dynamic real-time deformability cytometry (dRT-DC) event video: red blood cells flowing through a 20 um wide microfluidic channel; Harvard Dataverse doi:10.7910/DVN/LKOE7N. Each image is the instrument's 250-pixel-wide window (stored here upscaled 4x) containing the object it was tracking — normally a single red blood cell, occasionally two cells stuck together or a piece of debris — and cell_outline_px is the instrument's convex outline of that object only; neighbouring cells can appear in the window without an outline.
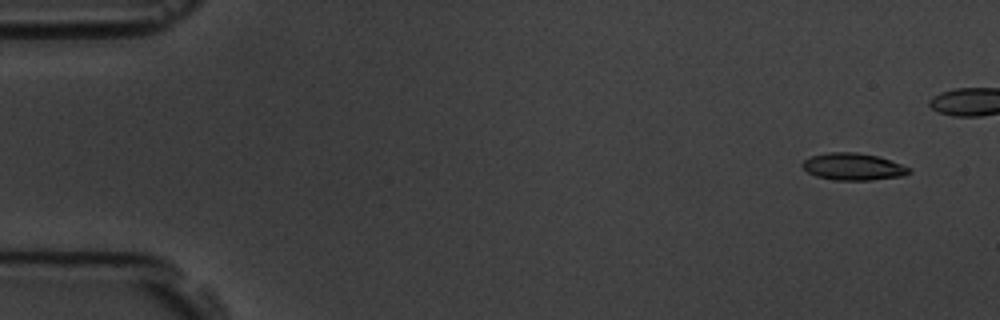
{"species": "common noctule bat (a hibernating species)", "species_latin": "Nyctalus noctula", "temperature_condition": "room temperature", "stored_images_in_passage": 7, "camera_frame_rate_fps": 3000, "um_per_image_px": 0.085, "animal": {"sex": "male", "body_mass_g": 19.5, "forearm_length_mm": 54.6}, "frame": {"image": 1, "passage_image": 1, "time_ms": 0.0, "image_size_px": [1000, 320], "cell_outline_px": [[912, 172], [904, 176], [872, 180], [836, 180], [816, 176], [808, 172], [800, 164], [804, 160], [812, 156], [828, 152], [856, 152], [876, 156], [912, 168]], "centroid_in_image_um": [72.53, 14.17], "position_along_channel_um": 12.5, "area_um2": 16.76}}
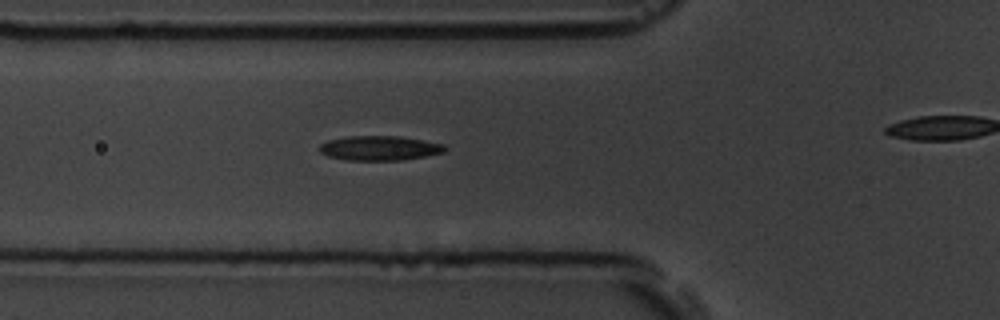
{"frame": {"image": 2, "passage_image": 6, "time_ms": 5.667, "image_size_px": [1000, 320], "cell_outline_px": [[448, 148], [444, 152], [404, 160], [348, 160], [328, 156], [320, 152], [320, 144], [328, 140], [344, 136], [400, 136], [424, 140], [444, 144]], "centroid_in_image_um": [32.28, 12.58], "position_along_channel_um": 93.5, "area_um2": 18.03}}